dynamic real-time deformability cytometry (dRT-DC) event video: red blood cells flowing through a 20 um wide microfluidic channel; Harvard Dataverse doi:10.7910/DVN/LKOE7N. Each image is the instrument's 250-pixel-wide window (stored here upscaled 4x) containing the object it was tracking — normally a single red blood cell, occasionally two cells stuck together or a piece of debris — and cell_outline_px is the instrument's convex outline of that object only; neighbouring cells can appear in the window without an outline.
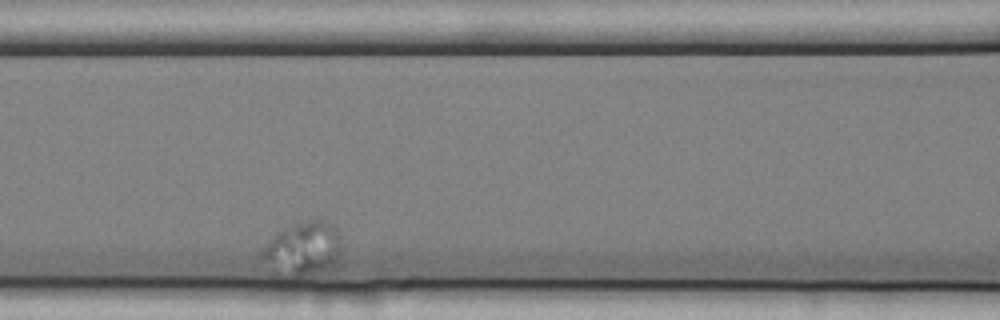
{"species": "common noctule bat (a hibernating species)", "species_latin": "Nyctalus noctula", "temperature_condition": "cold", "stored_images_in_passage": 37, "camera_frame_rate_fps": 3000, "um_per_image_px": 0.085, "animal": {"sex": "female", "body_mass_g": 25.1}, "frame": {"image": 1, "passage_image": 11, "time_ms": 3.333, "image_size_px": [1000, 320], "cell_outline_px": [[340, 248], [336, 260], [324, 268], [300, 276], [276, 276], [268, 272], [260, 260], [260, 252], [268, 240], [276, 232], [292, 224], [308, 220], [324, 220], [336, 228], [340, 236]], "centroid_in_image_um": [25.6, 21.14], "position_along_channel_um": 141.0, "area_um2": 25.03}}
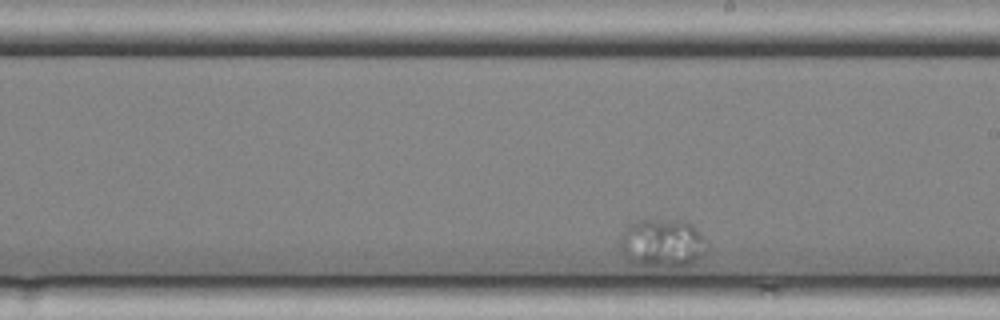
{"frame": {"image": 2, "passage_image": 22, "time_ms": 7.0, "image_size_px": [1000, 320], "cell_outline_px": [[704, 256], [692, 264], [672, 268], [632, 264], [624, 256], [620, 248], [620, 236], [628, 224], [640, 220], [688, 220], [700, 232], [704, 240]], "centroid_in_image_um": [56.28, 20.68], "position_along_channel_um": 232.7, "area_um2": 24.91}}
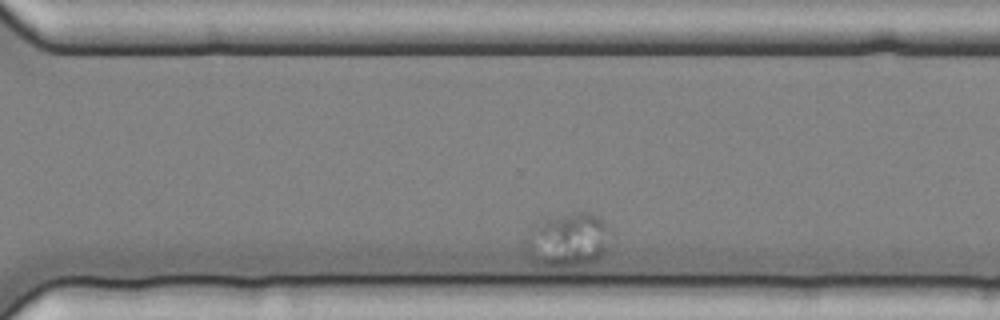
{"frame": {"image": 3, "passage_image": 32, "time_ms": 10.333, "image_size_px": [1000, 320], "cell_outline_px": [[604, 252], [596, 260], [588, 264], [560, 268], [556, 268], [540, 264], [528, 260], [524, 244], [524, 240], [548, 216], [580, 212], [592, 212], [604, 224]], "centroid_in_image_um": [48.16, 20.44], "position_along_channel_um": 322.4, "area_um2": 25.95}}